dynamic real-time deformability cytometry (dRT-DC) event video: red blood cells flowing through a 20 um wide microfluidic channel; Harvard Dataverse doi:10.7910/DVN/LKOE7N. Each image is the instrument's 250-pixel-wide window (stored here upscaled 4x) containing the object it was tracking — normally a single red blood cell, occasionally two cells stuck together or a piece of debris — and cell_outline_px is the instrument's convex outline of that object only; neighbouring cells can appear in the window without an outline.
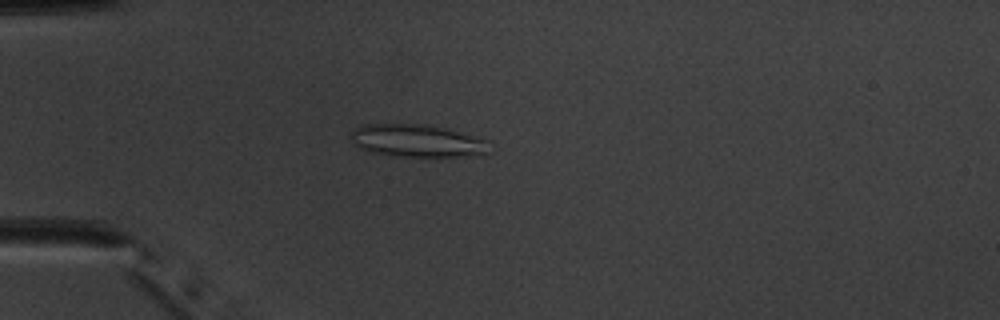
{"species": "common noctule bat (a hibernating species)", "species_latin": "Nyctalus noctula", "temperature_condition": "warm", "stored_images_in_passage": 44, "camera_frame_rate_fps": 3000, "um_per_image_px": 0.085, "animal": {"sex": "male", "body_mass_g": 20.1, "forearm_length_mm": 53.5}, "frame": {"image": 1, "passage_image": 7, "time_ms": 2.0, "image_size_px": [1000, 320], "cell_outline_px": [[488, 140], [484, 152], [464, 156], [392, 156], [372, 152], [360, 148], [352, 144], [352, 132], [356, 128], [364, 124], [428, 124], [444, 128]], "centroid_in_image_um": [35.36, 11.95], "position_along_channel_um": 49.6, "area_um2": 25.78}}
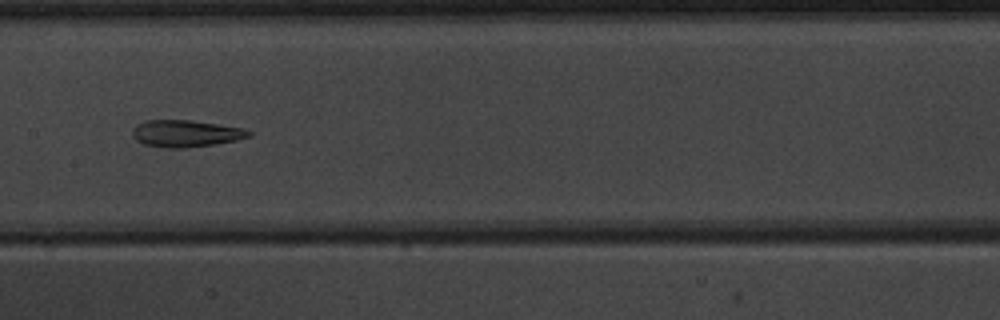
{"frame": {"image": 2, "passage_image": 19, "time_ms": 6.0, "image_size_px": [1000, 320], "cell_outline_px": [[252, 136], [236, 140], [216, 144], [184, 148], [168, 148], [144, 144], [136, 140], [132, 136], [132, 128], [136, 124], [144, 120], [192, 120], [244, 128], [252, 132]], "centroid_in_image_um": [15.78, 11.34], "position_along_channel_um": 191.6, "area_um2": 18.44}}
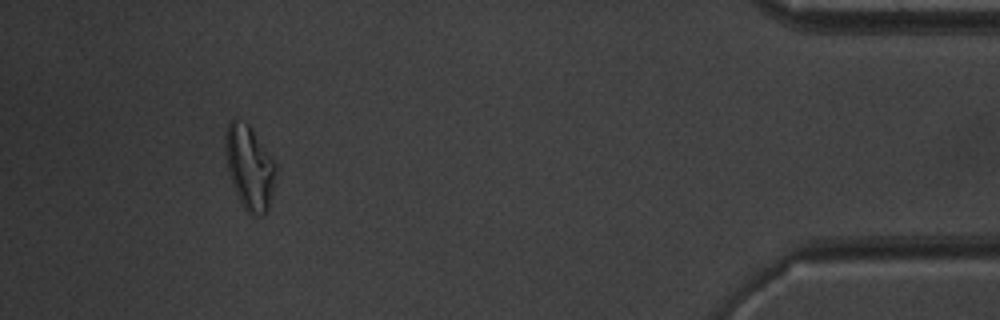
{"frame": {"image": 3, "passage_image": 40, "time_ms": 13.0, "image_size_px": [1000, 320], "cell_outline_px": [[276, 176], [268, 208], [264, 216], [252, 216], [244, 208], [232, 184], [228, 172], [224, 148], [224, 140], [228, 124], [232, 116], [236, 116], [248, 124], [276, 164]], "centroid_in_image_um": [21.18, 14.21], "position_along_channel_um": 414.0, "area_um2": 24.8}, "authors_computed_cell_mechanics": {"area_um2": 20.4034, "velocity_mm_per_s": 3.9787, "shape_relaxation_time_tau1_ms": null, "shape_relaxation_time_tau2_ms": 3.4297, "deformation_change_tau1": null, "deformation_change_tau2": 0.1445}}